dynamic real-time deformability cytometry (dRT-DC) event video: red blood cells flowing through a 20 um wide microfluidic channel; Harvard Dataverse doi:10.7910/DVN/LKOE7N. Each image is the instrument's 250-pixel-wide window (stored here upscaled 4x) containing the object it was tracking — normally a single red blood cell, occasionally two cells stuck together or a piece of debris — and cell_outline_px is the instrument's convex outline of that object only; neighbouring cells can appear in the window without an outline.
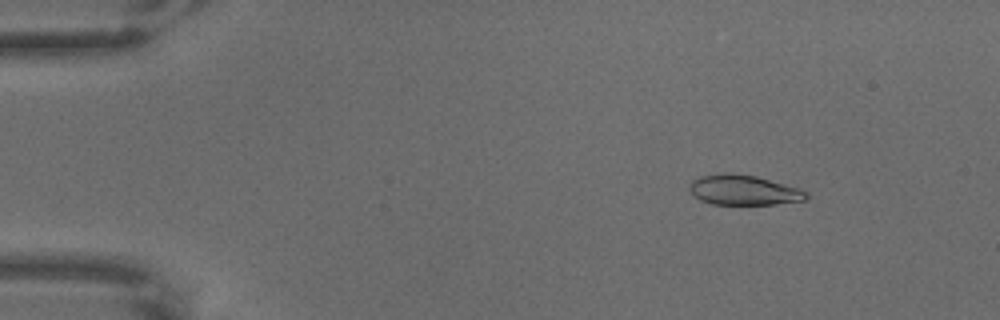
{"species": "common noctule bat (a hibernating species)", "species_latin": "Nyctalus noctula", "temperature_condition": "warm", "stored_images_in_passage": 65, "camera_frame_rate_fps": 3000, "um_per_image_px": 0.085, "animal": {"sex": "male", "body_mass_g": 18.8}, "frame": {"image": 1, "passage_image": 9, "time_ms": 2.667, "image_size_px": [1000, 320], "cell_outline_px": [[808, 196], [804, 200], [776, 204], [712, 204], [700, 200], [688, 188], [688, 184], [692, 180], [700, 176], [724, 172], [728, 172], [756, 176], [800, 188], [808, 192]], "centroid_in_image_um": [63.2, 16.14], "position_along_channel_um": 21.8, "area_um2": 20.52}}
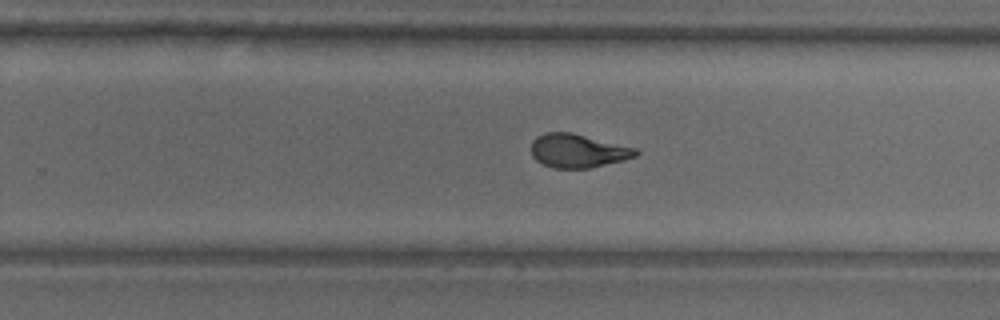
{"frame": {"image": 2, "passage_image": 42, "time_ms": 13.667, "image_size_px": [1000, 320], "cell_outline_px": [[640, 152], [636, 156], [624, 160], [588, 168], [552, 168], [536, 160], [532, 156], [532, 140], [536, 136], [544, 132], [572, 132], [636, 148]], "centroid_in_image_um": [49.11, 12.81], "position_along_channel_um": 280.7, "area_um2": 20.52}}
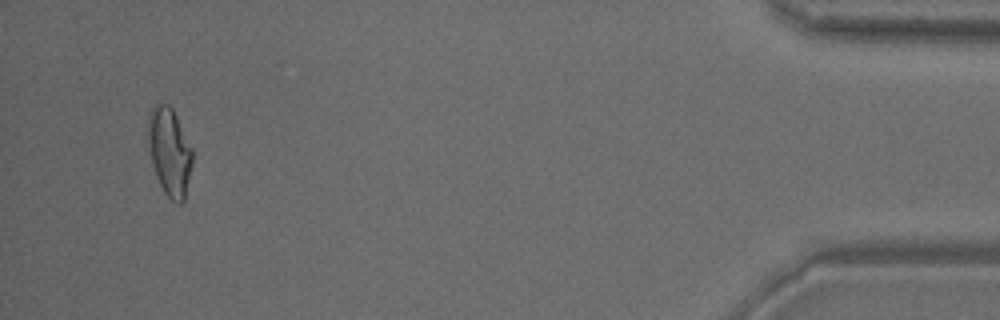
{"frame": {"image": 3, "passage_image": 62, "time_ms": 20.333, "image_size_px": [1000, 320], "cell_outline_px": [[192, 164], [184, 200], [180, 204], [176, 204], [164, 192], [156, 176], [152, 164], [144, 132], [148, 116], [152, 108], [156, 104], [168, 104], [172, 108], [192, 148]], "centroid_in_image_um": [14.36, 12.87], "position_along_channel_um": 420.8, "area_um2": 23.06}}